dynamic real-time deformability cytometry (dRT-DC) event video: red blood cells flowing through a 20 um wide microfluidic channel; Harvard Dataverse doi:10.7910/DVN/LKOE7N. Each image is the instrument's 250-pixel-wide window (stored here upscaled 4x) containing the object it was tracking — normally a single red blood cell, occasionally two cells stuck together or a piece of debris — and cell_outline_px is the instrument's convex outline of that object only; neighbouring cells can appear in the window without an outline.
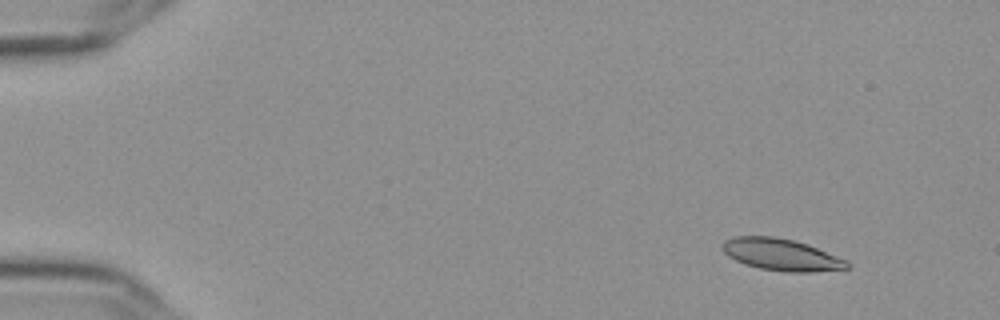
{"species": "Egyptian fruit bat (a non-hibernating species)", "species_latin": "Rousettus aegyptiacus", "temperature_condition": "cold", "stored_images_in_passage": 18, "camera_frame_rate_fps": 3000, "um_per_image_px": 0.085, "frame": {"image": 1, "passage_image": 6, "time_ms": 1.667, "image_size_px": [1000, 320], "cell_outline_px": [[852, 264], [848, 268], [812, 272], [784, 272], [760, 268], [744, 264], [728, 256], [720, 248], [720, 244], [724, 240], [736, 236], [772, 236], [792, 240], [808, 244], [848, 260]], "centroid_in_image_um": [66.41, 21.64], "position_along_channel_um": 18.6, "area_um2": 23.35}}
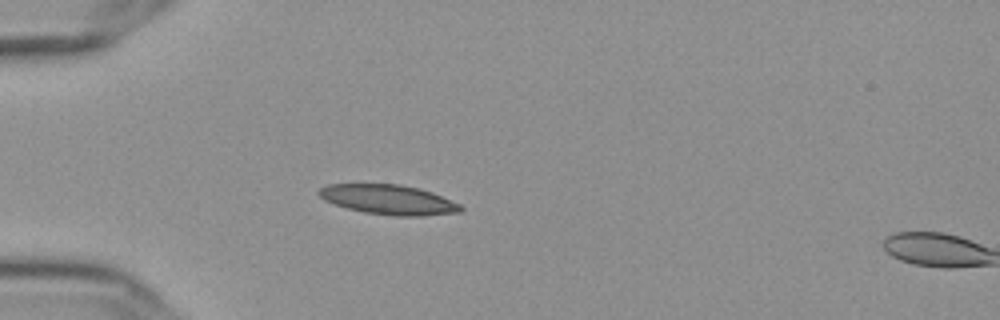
{"frame": {"image": 2, "passage_image": 17, "time_ms": 5.333, "image_size_px": [1000, 320], "cell_outline_px": [[464, 208], [460, 212], [420, 216], [396, 216], [364, 212], [348, 208], [324, 200], [316, 192], [320, 188], [328, 184], [400, 184], [420, 188], [432, 192], [460, 204]], "centroid_in_image_um": [33.03, 16.96], "position_along_channel_um": 52.0, "area_um2": 24.51}}